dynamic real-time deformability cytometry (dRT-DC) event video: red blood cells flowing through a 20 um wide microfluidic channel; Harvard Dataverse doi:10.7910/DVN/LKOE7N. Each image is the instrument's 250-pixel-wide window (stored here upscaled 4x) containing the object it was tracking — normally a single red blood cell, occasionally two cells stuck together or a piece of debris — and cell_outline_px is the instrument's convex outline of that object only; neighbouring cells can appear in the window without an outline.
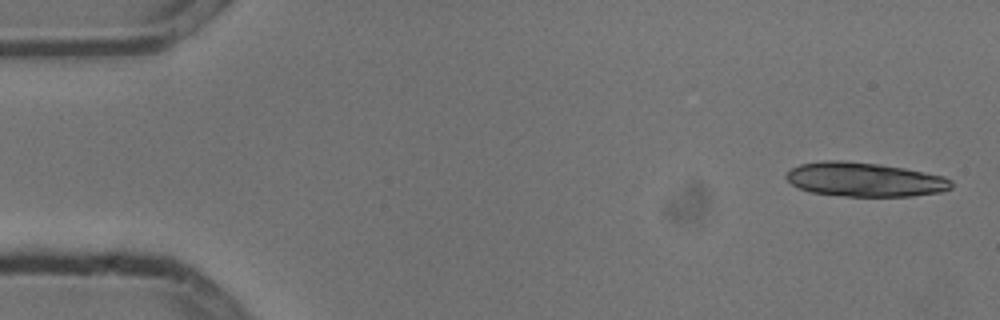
{"species": "common noctule bat (a hibernating species)", "species_latin": "Nyctalus noctula", "temperature_condition": "cold", "stored_images_in_passage": 4, "camera_frame_rate_fps": 3000, "um_per_image_px": 0.085, "animal": {"sex": "male", "body_mass_g": 13.3}, "frame": {"image": 1, "passage_image": 1, "time_ms": 0.0, "image_size_px": [1000, 320], "cell_outline_px": [[952, 188], [940, 192], [912, 196], [844, 196], [812, 192], [800, 188], [792, 184], [784, 176], [792, 168], [800, 164], [824, 160], [840, 160], [880, 164], [904, 168], [944, 176], [952, 180]], "centroid_in_image_um": [73.51, 15.25], "position_along_channel_um": 11.5, "area_um2": 32.77}}